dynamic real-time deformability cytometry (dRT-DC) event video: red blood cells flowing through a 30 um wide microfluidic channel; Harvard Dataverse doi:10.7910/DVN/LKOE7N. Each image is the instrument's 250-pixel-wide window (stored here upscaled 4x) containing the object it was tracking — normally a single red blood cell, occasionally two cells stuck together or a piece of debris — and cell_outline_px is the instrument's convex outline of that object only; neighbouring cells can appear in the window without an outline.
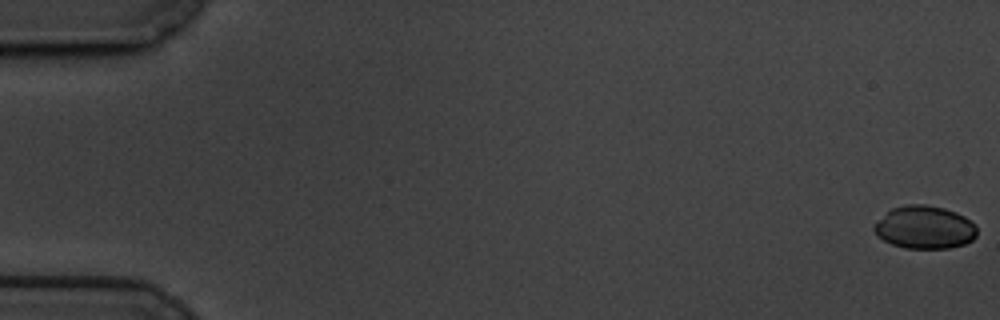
{"species": "common noctule bat (a hibernating species)", "species_latin": "Nyctalus noctula", "temperature_condition": "cold", "stored_images_in_passage": 60, "camera_frame_rate_fps": 3000, "um_per_image_px": 0.085, "animal": {"sex": "male", "body_mass_g": 19.5, "forearm_length_mm": 54.6}, "frame": {"image": 1, "passage_image": 1, "time_ms": 0.0, "image_size_px": [1000, 320], "cell_outline_px": [[976, 236], [972, 240], [964, 244], [948, 248], [904, 248], [892, 244], [876, 236], [872, 228], [892, 208], [904, 204], [924, 204], [944, 208], [956, 212], [964, 216], [976, 224]], "centroid_in_image_um": [78.61, 19.32], "position_along_channel_um": 6.4, "area_um2": 25.66}}
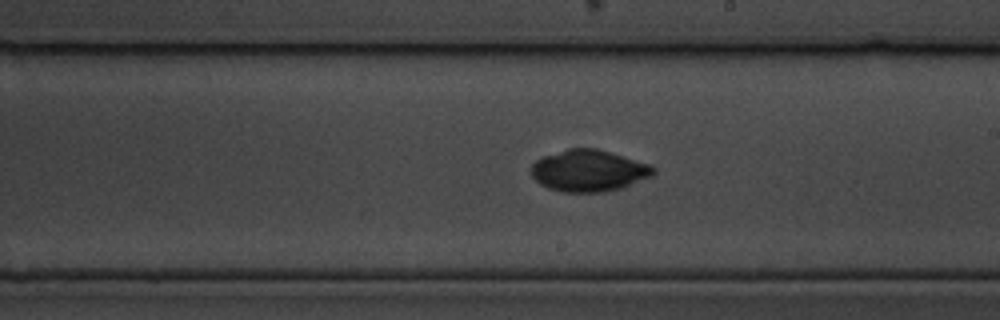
{"frame": {"image": 2, "passage_image": 35, "time_ms": 11.333, "image_size_px": [1000, 320], "cell_outline_px": [[656, 172], [652, 176], [620, 188], [604, 192], [564, 192], [548, 188], [540, 184], [532, 176], [532, 164], [540, 156], [568, 148], [596, 148], [652, 164], [656, 168]], "centroid_in_image_um": [50.05, 14.49], "position_along_channel_um": 239.0, "area_um2": 29.82}}
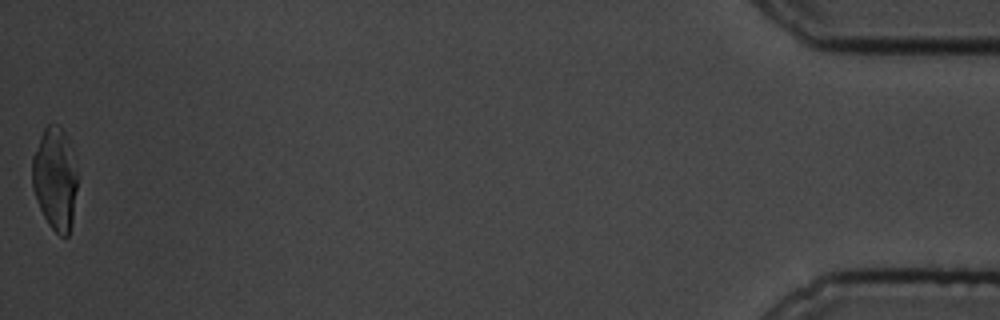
{"frame": {"image": 3, "passage_image": 60, "time_ms": 19.667, "image_size_px": [1000, 320], "cell_outline_px": [[76, 188], [72, 224], [68, 236], [60, 236], [48, 224], [36, 200], [32, 188], [32, 156], [40, 136], [44, 128], [48, 124], [60, 128], [64, 132], [68, 140], [76, 172]], "centroid_in_image_um": [4.65, 15.23], "position_along_channel_um": 430.6, "area_um2": 26.65}, "authors_computed_cell_mechanics": {"area_um2": 27.9752, "velocity_mm_per_s": 3.4031, "shape_relaxation_time_tau1_ms": 5.9698, "shape_relaxation_time_tau2_ms": 2.0794, "deformation_change_tau1": 0.1793, "deformation_change_tau2": 0.0335}}